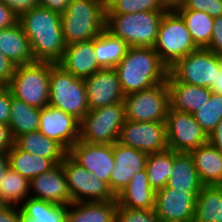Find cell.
<instances>
[{"label":"cell","mask_w":222,"mask_h":222,"mask_svg":"<svg viewBox=\"0 0 222 222\" xmlns=\"http://www.w3.org/2000/svg\"><path fill=\"white\" fill-rule=\"evenodd\" d=\"M116 222H162L155 209H131L117 206Z\"/></svg>","instance_id":"cell-38"},{"label":"cell","mask_w":222,"mask_h":222,"mask_svg":"<svg viewBox=\"0 0 222 222\" xmlns=\"http://www.w3.org/2000/svg\"><path fill=\"white\" fill-rule=\"evenodd\" d=\"M116 0H102L105 9H107Z\"/></svg>","instance_id":"cell-53"},{"label":"cell","mask_w":222,"mask_h":222,"mask_svg":"<svg viewBox=\"0 0 222 222\" xmlns=\"http://www.w3.org/2000/svg\"><path fill=\"white\" fill-rule=\"evenodd\" d=\"M166 11H142L106 15L105 29L129 47H154L161 19Z\"/></svg>","instance_id":"cell-4"},{"label":"cell","mask_w":222,"mask_h":222,"mask_svg":"<svg viewBox=\"0 0 222 222\" xmlns=\"http://www.w3.org/2000/svg\"><path fill=\"white\" fill-rule=\"evenodd\" d=\"M112 152L115 166L110 173L109 189L116 197L137 172L145 169L148 154L118 141L112 145Z\"/></svg>","instance_id":"cell-18"},{"label":"cell","mask_w":222,"mask_h":222,"mask_svg":"<svg viewBox=\"0 0 222 222\" xmlns=\"http://www.w3.org/2000/svg\"><path fill=\"white\" fill-rule=\"evenodd\" d=\"M10 127L14 141L21 135L39 129L40 109L32 107L15 97L11 98Z\"/></svg>","instance_id":"cell-31"},{"label":"cell","mask_w":222,"mask_h":222,"mask_svg":"<svg viewBox=\"0 0 222 222\" xmlns=\"http://www.w3.org/2000/svg\"><path fill=\"white\" fill-rule=\"evenodd\" d=\"M193 222H222V186H203L196 198Z\"/></svg>","instance_id":"cell-32"},{"label":"cell","mask_w":222,"mask_h":222,"mask_svg":"<svg viewBox=\"0 0 222 222\" xmlns=\"http://www.w3.org/2000/svg\"><path fill=\"white\" fill-rule=\"evenodd\" d=\"M125 95L165 82L168 67L153 47H129L114 68Z\"/></svg>","instance_id":"cell-2"},{"label":"cell","mask_w":222,"mask_h":222,"mask_svg":"<svg viewBox=\"0 0 222 222\" xmlns=\"http://www.w3.org/2000/svg\"><path fill=\"white\" fill-rule=\"evenodd\" d=\"M49 105L81 121L90 111L84 79L50 62Z\"/></svg>","instance_id":"cell-5"},{"label":"cell","mask_w":222,"mask_h":222,"mask_svg":"<svg viewBox=\"0 0 222 222\" xmlns=\"http://www.w3.org/2000/svg\"><path fill=\"white\" fill-rule=\"evenodd\" d=\"M125 121L124 101L90 110L80 121L79 141L113 145Z\"/></svg>","instance_id":"cell-7"},{"label":"cell","mask_w":222,"mask_h":222,"mask_svg":"<svg viewBox=\"0 0 222 222\" xmlns=\"http://www.w3.org/2000/svg\"><path fill=\"white\" fill-rule=\"evenodd\" d=\"M0 222H22L20 206H9L0 212Z\"/></svg>","instance_id":"cell-46"},{"label":"cell","mask_w":222,"mask_h":222,"mask_svg":"<svg viewBox=\"0 0 222 222\" xmlns=\"http://www.w3.org/2000/svg\"><path fill=\"white\" fill-rule=\"evenodd\" d=\"M117 200L73 202L68 205L66 222H116Z\"/></svg>","instance_id":"cell-25"},{"label":"cell","mask_w":222,"mask_h":222,"mask_svg":"<svg viewBox=\"0 0 222 222\" xmlns=\"http://www.w3.org/2000/svg\"><path fill=\"white\" fill-rule=\"evenodd\" d=\"M186 0H160L165 11H177L181 9Z\"/></svg>","instance_id":"cell-49"},{"label":"cell","mask_w":222,"mask_h":222,"mask_svg":"<svg viewBox=\"0 0 222 222\" xmlns=\"http://www.w3.org/2000/svg\"><path fill=\"white\" fill-rule=\"evenodd\" d=\"M106 9L102 0H72L61 15L66 45L95 39L105 30Z\"/></svg>","instance_id":"cell-3"},{"label":"cell","mask_w":222,"mask_h":222,"mask_svg":"<svg viewBox=\"0 0 222 222\" xmlns=\"http://www.w3.org/2000/svg\"><path fill=\"white\" fill-rule=\"evenodd\" d=\"M58 64L81 79L90 77L102 69L94 52V39L66 45L63 59Z\"/></svg>","instance_id":"cell-21"},{"label":"cell","mask_w":222,"mask_h":222,"mask_svg":"<svg viewBox=\"0 0 222 222\" xmlns=\"http://www.w3.org/2000/svg\"><path fill=\"white\" fill-rule=\"evenodd\" d=\"M15 68L16 65L0 51V87H7L10 84Z\"/></svg>","instance_id":"cell-43"},{"label":"cell","mask_w":222,"mask_h":222,"mask_svg":"<svg viewBox=\"0 0 222 222\" xmlns=\"http://www.w3.org/2000/svg\"><path fill=\"white\" fill-rule=\"evenodd\" d=\"M39 132L58 142L67 152L80 138V121L50 105L40 109Z\"/></svg>","instance_id":"cell-15"},{"label":"cell","mask_w":222,"mask_h":222,"mask_svg":"<svg viewBox=\"0 0 222 222\" xmlns=\"http://www.w3.org/2000/svg\"><path fill=\"white\" fill-rule=\"evenodd\" d=\"M12 97L7 87H0V123L9 124Z\"/></svg>","instance_id":"cell-42"},{"label":"cell","mask_w":222,"mask_h":222,"mask_svg":"<svg viewBox=\"0 0 222 222\" xmlns=\"http://www.w3.org/2000/svg\"><path fill=\"white\" fill-rule=\"evenodd\" d=\"M14 144L23 151L50 159L60 164L68 152L56 141L49 139L38 130L19 136Z\"/></svg>","instance_id":"cell-27"},{"label":"cell","mask_w":222,"mask_h":222,"mask_svg":"<svg viewBox=\"0 0 222 222\" xmlns=\"http://www.w3.org/2000/svg\"><path fill=\"white\" fill-rule=\"evenodd\" d=\"M208 142L222 152V119L218 122L216 128L208 135Z\"/></svg>","instance_id":"cell-48"},{"label":"cell","mask_w":222,"mask_h":222,"mask_svg":"<svg viewBox=\"0 0 222 222\" xmlns=\"http://www.w3.org/2000/svg\"><path fill=\"white\" fill-rule=\"evenodd\" d=\"M9 207L8 203L0 196V212Z\"/></svg>","instance_id":"cell-52"},{"label":"cell","mask_w":222,"mask_h":222,"mask_svg":"<svg viewBox=\"0 0 222 222\" xmlns=\"http://www.w3.org/2000/svg\"><path fill=\"white\" fill-rule=\"evenodd\" d=\"M14 145V139L10 127L0 123V153H8Z\"/></svg>","instance_id":"cell-45"},{"label":"cell","mask_w":222,"mask_h":222,"mask_svg":"<svg viewBox=\"0 0 222 222\" xmlns=\"http://www.w3.org/2000/svg\"><path fill=\"white\" fill-rule=\"evenodd\" d=\"M204 186H222V152L209 142L189 152Z\"/></svg>","instance_id":"cell-24"},{"label":"cell","mask_w":222,"mask_h":222,"mask_svg":"<svg viewBox=\"0 0 222 222\" xmlns=\"http://www.w3.org/2000/svg\"><path fill=\"white\" fill-rule=\"evenodd\" d=\"M61 163L72 196V202L116 200L106 182L100 180L85 167L80 166L68 154Z\"/></svg>","instance_id":"cell-11"},{"label":"cell","mask_w":222,"mask_h":222,"mask_svg":"<svg viewBox=\"0 0 222 222\" xmlns=\"http://www.w3.org/2000/svg\"><path fill=\"white\" fill-rule=\"evenodd\" d=\"M212 92L222 95V66L216 72L215 83L209 88Z\"/></svg>","instance_id":"cell-50"},{"label":"cell","mask_w":222,"mask_h":222,"mask_svg":"<svg viewBox=\"0 0 222 222\" xmlns=\"http://www.w3.org/2000/svg\"><path fill=\"white\" fill-rule=\"evenodd\" d=\"M167 186L186 192L201 191L204 185L199 179L190 153L174 151V166Z\"/></svg>","instance_id":"cell-26"},{"label":"cell","mask_w":222,"mask_h":222,"mask_svg":"<svg viewBox=\"0 0 222 222\" xmlns=\"http://www.w3.org/2000/svg\"><path fill=\"white\" fill-rule=\"evenodd\" d=\"M221 66V57L208 48H198L178 59L168 72L179 82L210 88Z\"/></svg>","instance_id":"cell-10"},{"label":"cell","mask_w":222,"mask_h":222,"mask_svg":"<svg viewBox=\"0 0 222 222\" xmlns=\"http://www.w3.org/2000/svg\"><path fill=\"white\" fill-rule=\"evenodd\" d=\"M198 194L166 185L156 191L155 212L162 222H193Z\"/></svg>","instance_id":"cell-14"},{"label":"cell","mask_w":222,"mask_h":222,"mask_svg":"<svg viewBox=\"0 0 222 222\" xmlns=\"http://www.w3.org/2000/svg\"><path fill=\"white\" fill-rule=\"evenodd\" d=\"M173 166L174 151L171 149L148 154L145 170L149 184L155 192L167 185Z\"/></svg>","instance_id":"cell-34"},{"label":"cell","mask_w":222,"mask_h":222,"mask_svg":"<svg viewBox=\"0 0 222 222\" xmlns=\"http://www.w3.org/2000/svg\"><path fill=\"white\" fill-rule=\"evenodd\" d=\"M0 196L9 206H20L30 196V181L10 168L1 180Z\"/></svg>","instance_id":"cell-35"},{"label":"cell","mask_w":222,"mask_h":222,"mask_svg":"<svg viewBox=\"0 0 222 222\" xmlns=\"http://www.w3.org/2000/svg\"><path fill=\"white\" fill-rule=\"evenodd\" d=\"M50 62L16 66L7 88L13 97L41 109L49 105Z\"/></svg>","instance_id":"cell-6"},{"label":"cell","mask_w":222,"mask_h":222,"mask_svg":"<svg viewBox=\"0 0 222 222\" xmlns=\"http://www.w3.org/2000/svg\"><path fill=\"white\" fill-rule=\"evenodd\" d=\"M142 11H165L160 0H116L107 9L106 15H121Z\"/></svg>","instance_id":"cell-37"},{"label":"cell","mask_w":222,"mask_h":222,"mask_svg":"<svg viewBox=\"0 0 222 222\" xmlns=\"http://www.w3.org/2000/svg\"><path fill=\"white\" fill-rule=\"evenodd\" d=\"M181 9L201 11L217 18L222 16V0H186Z\"/></svg>","instance_id":"cell-39"},{"label":"cell","mask_w":222,"mask_h":222,"mask_svg":"<svg viewBox=\"0 0 222 222\" xmlns=\"http://www.w3.org/2000/svg\"><path fill=\"white\" fill-rule=\"evenodd\" d=\"M22 222H66L68 205L28 197L21 205Z\"/></svg>","instance_id":"cell-28"},{"label":"cell","mask_w":222,"mask_h":222,"mask_svg":"<svg viewBox=\"0 0 222 222\" xmlns=\"http://www.w3.org/2000/svg\"><path fill=\"white\" fill-rule=\"evenodd\" d=\"M176 12L184 20L195 45L207 48L211 42L215 18L196 10L179 9Z\"/></svg>","instance_id":"cell-33"},{"label":"cell","mask_w":222,"mask_h":222,"mask_svg":"<svg viewBox=\"0 0 222 222\" xmlns=\"http://www.w3.org/2000/svg\"><path fill=\"white\" fill-rule=\"evenodd\" d=\"M156 192L151 188L146 170L137 172L116 196L117 204L131 209H155Z\"/></svg>","instance_id":"cell-22"},{"label":"cell","mask_w":222,"mask_h":222,"mask_svg":"<svg viewBox=\"0 0 222 222\" xmlns=\"http://www.w3.org/2000/svg\"><path fill=\"white\" fill-rule=\"evenodd\" d=\"M153 48L168 68L178 59L198 49L184 20L176 11L164 13Z\"/></svg>","instance_id":"cell-8"},{"label":"cell","mask_w":222,"mask_h":222,"mask_svg":"<svg viewBox=\"0 0 222 222\" xmlns=\"http://www.w3.org/2000/svg\"><path fill=\"white\" fill-rule=\"evenodd\" d=\"M193 115L205 133L209 135L222 119V95L211 92L210 99Z\"/></svg>","instance_id":"cell-36"},{"label":"cell","mask_w":222,"mask_h":222,"mask_svg":"<svg viewBox=\"0 0 222 222\" xmlns=\"http://www.w3.org/2000/svg\"><path fill=\"white\" fill-rule=\"evenodd\" d=\"M7 154L10 168L29 181L55 166L50 159L20 150L15 144Z\"/></svg>","instance_id":"cell-30"},{"label":"cell","mask_w":222,"mask_h":222,"mask_svg":"<svg viewBox=\"0 0 222 222\" xmlns=\"http://www.w3.org/2000/svg\"><path fill=\"white\" fill-rule=\"evenodd\" d=\"M166 81L170 108L176 111L194 114L211 97L209 88L179 82L169 72Z\"/></svg>","instance_id":"cell-20"},{"label":"cell","mask_w":222,"mask_h":222,"mask_svg":"<svg viewBox=\"0 0 222 222\" xmlns=\"http://www.w3.org/2000/svg\"><path fill=\"white\" fill-rule=\"evenodd\" d=\"M84 81L90 110L124 100L125 94L114 68L100 69Z\"/></svg>","instance_id":"cell-17"},{"label":"cell","mask_w":222,"mask_h":222,"mask_svg":"<svg viewBox=\"0 0 222 222\" xmlns=\"http://www.w3.org/2000/svg\"><path fill=\"white\" fill-rule=\"evenodd\" d=\"M10 169L9 158L7 153H0V183L3 175Z\"/></svg>","instance_id":"cell-51"},{"label":"cell","mask_w":222,"mask_h":222,"mask_svg":"<svg viewBox=\"0 0 222 222\" xmlns=\"http://www.w3.org/2000/svg\"><path fill=\"white\" fill-rule=\"evenodd\" d=\"M126 120L133 122H165L169 102L167 81L124 97Z\"/></svg>","instance_id":"cell-9"},{"label":"cell","mask_w":222,"mask_h":222,"mask_svg":"<svg viewBox=\"0 0 222 222\" xmlns=\"http://www.w3.org/2000/svg\"><path fill=\"white\" fill-rule=\"evenodd\" d=\"M68 155L109 186L110 173L115 166L111 144L78 141L69 148Z\"/></svg>","instance_id":"cell-16"},{"label":"cell","mask_w":222,"mask_h":222,"mask_svg":"<svg viewBox=\"0 0 222 222\" xmlns=\"http://www.w3.org/2000/svg\"><path fill=\"white\" fill-rule=\"evenodd\" d=\"M118 142L147 154L168 149L165 122H133L126 120Z\"/></svg>","instance_id":"cell-13"},{"label":"cell","mask_w":222,"mask_h":222,"mask_svg":"<svg viewBox=\"0 0 222 222\" xmlns=\"http://www.w3.org/2000/svg\"><path fill=\"white\" fill-rule=\"evenodd\" d=\"M207 48L222 58V16L214 20L211 42Z\"/></svg>","instance_id":"cell-41"},{"label":"cell","mask_w":222,"mask_h":222,"mask_svg":"<svg viewBox=\"0 0 222 222\" xmlns=\"http://www.w3.org/2000/svg\"><path fill=\"white\" fill-rule=\"evenodd\" d=\"M30 197L59 205L73 203L62 163L30 181Z\"/></svg>","instance_id":"cell-19"},{"label":"cell","mask_w":222,"mask_h":222,"mask_svg":"<svg viewBox=\"0 0 222 222\" xmlns=\"http://www.w3.org/2000/svg\"><path fill=\"white\" fill-rule=\"evenodd\" d=\"M72 0H39V6L62 15Z\"/></svg>","instance_id":"cell-47"},{"label":"cell","mask_w":222,"mask_h":222,"mask_svg":"<svg viewBox=\"0 0 222 222\" xmlns=\"http://www.w3.org/2000/svg\"><path fill=\"white\" fill-rule=\"evenodd\" d=\"M165 125L168 149L172 151L189 153L208 142V135L191 113L169 107Z\"/></svg>","instance_id":"cell-12"},{"label":"cell","mask_w":222,"mask_h":222,"mask_svg":"<svg viewBox=\"0 0 222 222\" xmlns=\"http://www.w3.org/2000/svg\"><path fill=\"white\" fill-rule=\"evenodd\" d=\"M19 24L28 37L34 61L59 63L66 44L61 29V15L37 6L19 17Z\"/></svg>","instance_id":"cell-1"},{"label":"cell","mask_w":222,"mask_h":222,"mask_svg":"<svg viewBox=\"0 0 222 222\" xmlns=\"http://www.w3.org/2000/svg\"><path fill=\"white\" fill-rule=\"evenodd\" d=\"M18 17L39 6V0H0Z\"/></svg>","instance_id":"cell-40"},{"label":"cell","mask_w":222,"mask_h":222,"mask_svg":"<svg viewBox=\"0 0 222 222\" xmlns=\"http://www.w3.org/2000/svg\"><path fill=\"white\" fill-rule=\"evenodd\" d=\"M19 22V17L0 1V29L11 27Z\"/></svg>","instance_id":"cell-44"},{"label":"cell","mask_w":222,"mask_h":222,"mask_svg":"<svg viewBox=\"0 0 222 222\" xmlns=\"http://www.w3.org/2000/svg\"><path fill=\"white\" fill-rule=\"evenodd\" d=\"M129 46L106 29L94 39V52L102 69L115 68L125 57Z\"/></svg>","instance_id":"cell-29"},{"label":"cell","mask_w":222,"mask_h":222,"mask_svg":"<svg viewBox=\"0 0 222 222\" xmlns=\"http://www.w3.org/2000/svg\"><path fill=\"white\" fill-rule=\"evenodd\" d=\"M0 51L16 66L35 62L30 41L19 22L0 29Z\"/></svg>","instance_id":"cell-23"}]
</instances>
